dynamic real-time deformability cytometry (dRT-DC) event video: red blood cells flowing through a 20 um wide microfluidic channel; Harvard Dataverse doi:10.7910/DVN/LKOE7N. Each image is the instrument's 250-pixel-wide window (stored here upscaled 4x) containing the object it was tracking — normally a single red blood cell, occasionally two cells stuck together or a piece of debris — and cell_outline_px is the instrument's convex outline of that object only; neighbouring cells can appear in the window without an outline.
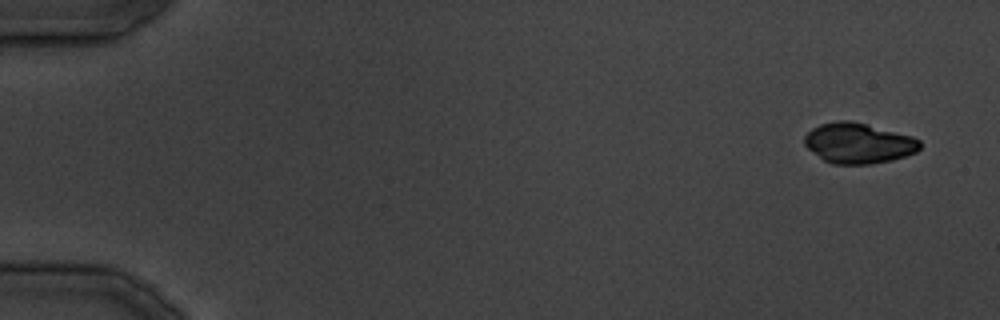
{"species": "common noctule bat (a hibernating species)", "species_latin": "Nyctalus noctula", "temperature_condition": "cold", "stored_images_in_passage": 36, "camera_frame_rate_fps": 3000, "um_per_image_px": 0.085, "animal": {"sex": "male", "body_mass_g": 19.5, "forearm_length_mm": 54.6}, "frame": {"image": 1, "passage_image": 1, "time_ms": 0.0, "image_size_px": [1000, 320], "cell_outline_px": [[920, 148], [916, 152], [892, 160], [868, 164], [832, 164], [824, 160], [808, 148], [804, 144], [804, 136], [812, 128], [820, 124], [836, 120], [848, 120], [912, 136], [920, 140]], "centroid_in_image_um": [72.94, 12.17], "position_along_channel_um": 12.1, "area_um2": 26.93}}
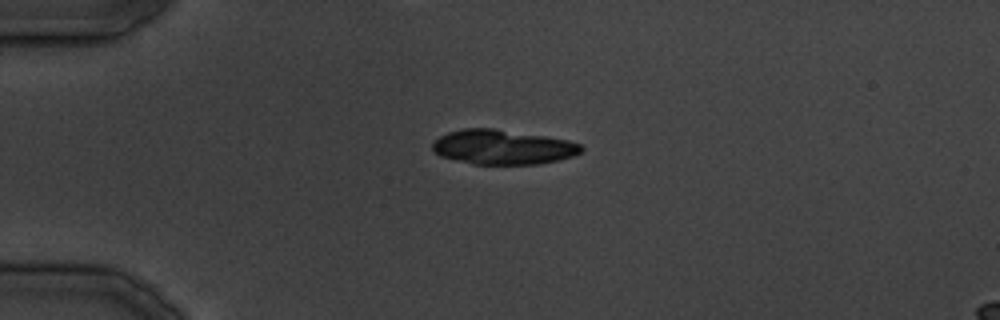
{"frame": {"image": 2, "passage_image": 9, "time_ms": 9.0, "image_size_px": [1000, 320], "cell_outline_px": [[584, 148], [580, 152], [572, 156], [560, 160], [540, 164], [472, 164], [440, 156], [432, 148], [432, 144], [440, 136], [448, 132], [464, 128], [496, 128], [568, 140], [580, 144]], "centroid_in_image_um": [42.74, 12.5], "position_along_channel_um": 42.3, "area_um2": 30.0}}